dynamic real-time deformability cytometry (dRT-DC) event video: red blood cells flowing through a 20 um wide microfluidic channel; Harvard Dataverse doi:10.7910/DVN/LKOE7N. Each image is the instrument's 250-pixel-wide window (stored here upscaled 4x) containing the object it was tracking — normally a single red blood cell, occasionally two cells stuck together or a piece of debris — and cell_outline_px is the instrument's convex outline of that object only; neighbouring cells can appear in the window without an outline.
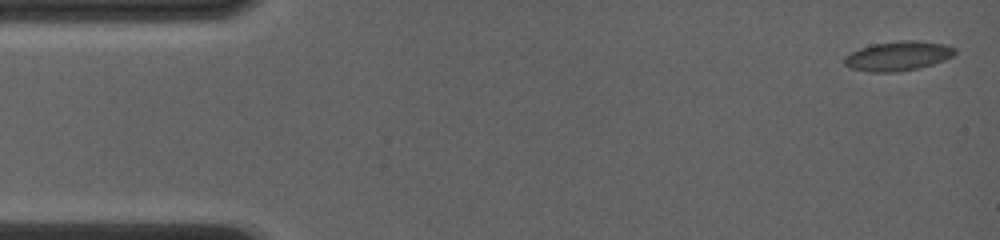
{"species": "common noctule bat (a hibernating species)", "species_latin": "Nyctalus noctula", "temperature_condition": "room temperature", "stored_images_in_passage": 15, "camera_frame_rate_fps": 4000, "um_per_image_px": 0.085, "animal": {"sex": "female", "body_mass_g": 19.0, "forearm_length_mm": 56.7}, "frame": {"image": 1, "passage_image": 1, "time_ms": 0.0, "image_size_px": [1000, 240], "cell_outline_px": [[956, 52], [952, 56], [944, 60], [920, 68], [896, 72], [872, 72], [848, 68], [844, 64], [844, 56], [860, 48], [872, 44], [900, 40], [916, 40], [944, 44], [956, 48]], "centroid_in_image_um": [76.32, 4.76], "position_along_channel_um": 8.7, "area_um2": 19.07}}
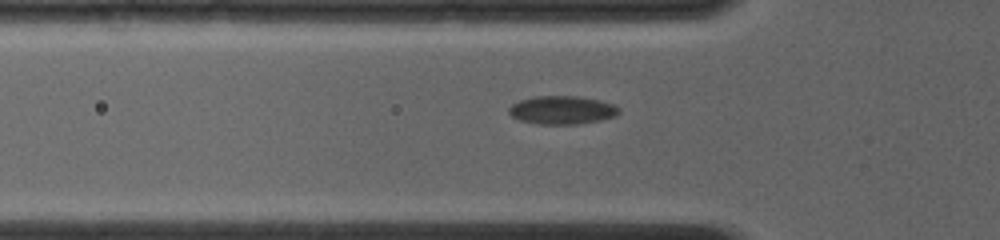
{"frame": {"image": 2, "passage_image": 10, "time_ms": 5.0, "image_size_px": [1000, 240], "cell_outline_px": [[620, 112], [616, 116], [600, 120], [576, 124], [536, 124], [520, 120], [512, 116], [508, 112], [508, 108], [512, 104], [520, 100], [532, 96], [580, 96], [600, 100], [612, 104], [620, 108]], "centroid_in_image_um": [47.77, 9.35], "position_along_channel_um": 78.0, "area_um2": 18.26}}
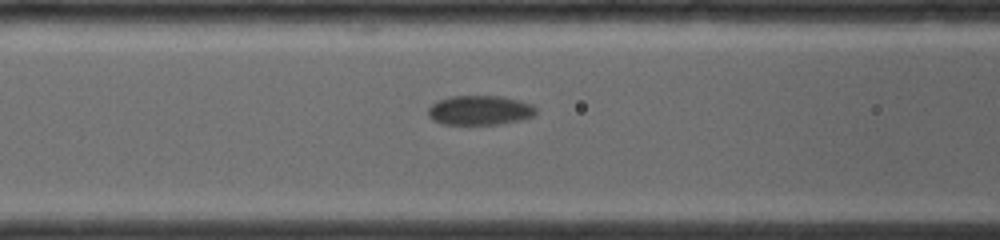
{"frame": {"image": 3, "passage_image": 14, "time_ms": 6.25, "image_size_px": [1000, 240], "cell_outline_px": [[536, 112], [532, 116], [520, 120], [500, 124], [440, 124], [432, 120], [428, 116], [428, 108], [436, 100], [452, 96], [500, 96], [520, 100], [532, 104], [536, 108]], "centroid_in_image_um": [40.75, 9.37], "position_along_channel_um": 125.8, "area_um2": 18.67}}